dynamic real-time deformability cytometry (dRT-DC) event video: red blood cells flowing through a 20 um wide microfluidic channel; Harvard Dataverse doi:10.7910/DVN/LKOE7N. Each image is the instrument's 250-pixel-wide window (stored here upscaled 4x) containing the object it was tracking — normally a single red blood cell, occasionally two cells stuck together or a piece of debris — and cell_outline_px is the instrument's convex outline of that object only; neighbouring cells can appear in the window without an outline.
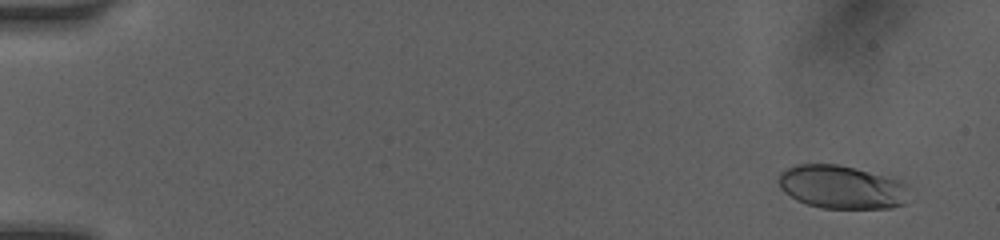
{"species": "human", "species_latin": "Homo sapiens", "temperature_condition": "room temperature", "stored_images_in_passage": 9, "camera_frame_rate_fps": 3000, "um_per_image_px": 0.085, "donor": {"sex": "female"}, "frame": {"image": 1, "passage_image": 2, "time_ms": 1.0, "image_size_px": [1000, 240], "cell_outline_px": [[908, 184], [904, 204], [892, 208], [820, 208], [796, 200], [784, 192], [780, 188], [776, 180], [780, 172], [784, 168], [796, 164], [836, 164], [856, 168], [900, 180]], "centroid_in_image_um": [71.49, 15.89], "position_along_channel_um": 13.5, "area_um2": 33.23}}
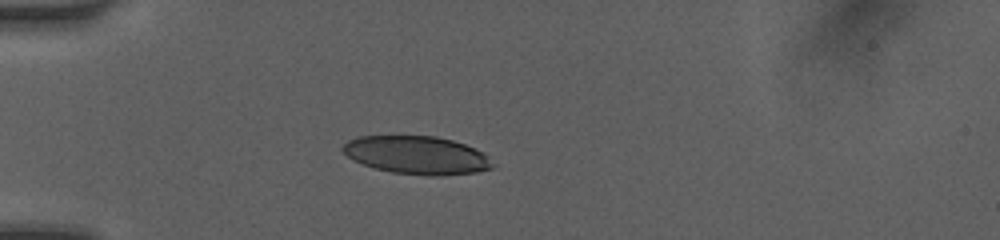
{"frame": {"image": 2, "passage_image": 6, "time_ms": 5.0, "image_size_px": [1000, 240], "cell_outline_px": [[496, 164], [492, 168], [476, 172], [436, 176], [428, 176], [392, 172], [372, 168], [352, 160], [340, 148], [348, 140], [360, 136], [436, 136], [452, 140], [476, 148], [484, 152]], "centroid_in_image_um": [35.45, 13.19], "position_along_channel_um": 49.6, "area_um2": 33.52}}
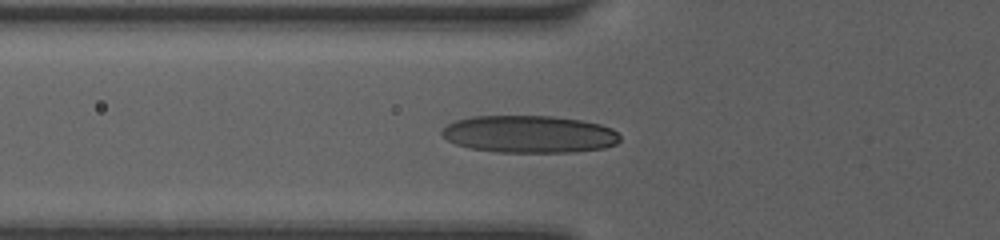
{"frame": {"image": 3, "passage_image": 8, "time_ms": 6.333, "image_size_px": [1000, 240], "cell_outline_px": [[620, 140], [616, 144], [604, 148], [572, 152], [496, 152], [468, 148], [456, 144], [448, 140], [440, 132], [440, 128], [456, 120], [472, 116], [552, 116], [580, 120], [600, 124], [612, 128], [620, 136]], "centroid_in_image_um": [44.97, 11.4], "position_along_channel_um": 80.8, "area_um2": 38.9}}